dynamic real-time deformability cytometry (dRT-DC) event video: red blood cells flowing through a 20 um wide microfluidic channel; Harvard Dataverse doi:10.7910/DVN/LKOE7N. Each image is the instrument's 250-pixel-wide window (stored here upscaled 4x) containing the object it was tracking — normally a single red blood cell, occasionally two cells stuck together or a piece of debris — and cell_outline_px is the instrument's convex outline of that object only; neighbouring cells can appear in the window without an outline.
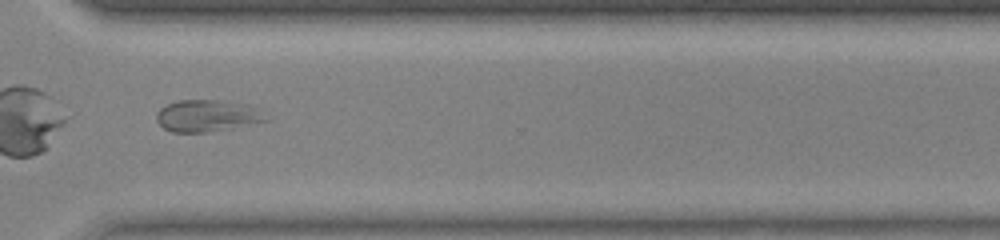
{"species": "common noctule bat (a hibernating species)", "species_latin": "Nyctalus noctula", "temperature_condition": "warm", "stored_images_in_passage": 33, "camera_frame_rate_fps": 3000, "um_per_image_px": 0.085, "animal": {"sex": "female", "body_mass_g": 23.0, "forearm_length_mm": 53.4}, "frame": {"image": 1, "passage_image": 24, "time_ms": 7.667, "image_size_px": [1000, 240], "cell_outline_px": [[268, 120], [232, 128], [208, 132], [172, 132], [164, 128], [156, 120], [156, 112], [160, 108], [176, 100], [220, 100], [248, 104], [256, 108]], "centroid_in_image_um": [17.56, 9.83], "position_along_channel_um": 353.0, "area_um2": 20.17}, "authors_computed_cell_mechanics": {"area_um2": 18.4382, "velocity_mm_per_s": 3.779, "shape_relaxation_time_tau1_ms": null, "shape_relaxation_time_tau2_ms": 3.728, "deformation_change_tau1": null, "deformation_change_tau2": 0.1051}}